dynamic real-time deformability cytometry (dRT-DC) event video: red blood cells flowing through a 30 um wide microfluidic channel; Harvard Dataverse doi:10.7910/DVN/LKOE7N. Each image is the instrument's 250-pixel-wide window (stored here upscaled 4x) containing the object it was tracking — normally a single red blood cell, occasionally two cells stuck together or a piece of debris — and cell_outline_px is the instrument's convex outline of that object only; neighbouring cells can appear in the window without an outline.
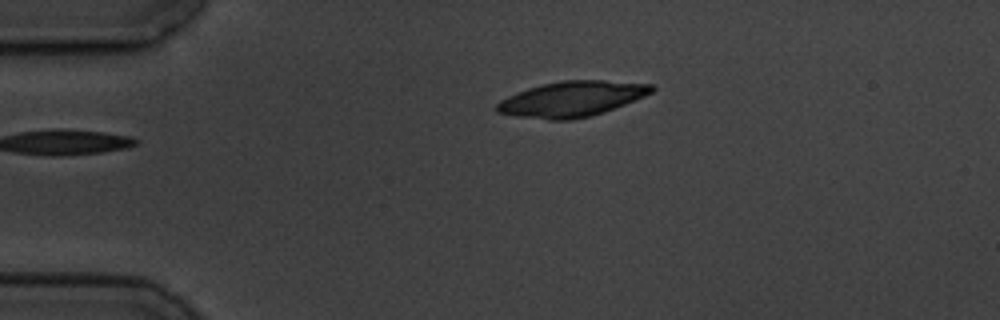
{"species": "common noctule bat (a hibernating species)", "species_latin": "Nyctalus noctula", "temperature_condition": "cold", "stored_images_in_passage": 5, "segment_of_instrument_passage": [2, 2], "camera_frame_rate_fps": 3000, "um_per_image_px": 0.085, "animal": {"sex": "male", "body_mass_g": 19.5, "forearm_length_mm": 54.6}, "frame": {"image": 1, "passage_image": 5, "time_ms": 5.667, "image_size_px": [1000, 320], "cell_outline_px": [[656, 88], [652, 92], [644, 96], [604, 112], [592, 116], [572, 120], [548, 120], [516, 116], [496, 112], [496, 104], [500, 100], [508, 96], [528, 88], [544, 84], [564, 80], [604, 80], [652, 84]], "centroid_in_image_um": [48.6, 8.42], "position_along_channel_um": 36.4, "area_um2": 31.85}}